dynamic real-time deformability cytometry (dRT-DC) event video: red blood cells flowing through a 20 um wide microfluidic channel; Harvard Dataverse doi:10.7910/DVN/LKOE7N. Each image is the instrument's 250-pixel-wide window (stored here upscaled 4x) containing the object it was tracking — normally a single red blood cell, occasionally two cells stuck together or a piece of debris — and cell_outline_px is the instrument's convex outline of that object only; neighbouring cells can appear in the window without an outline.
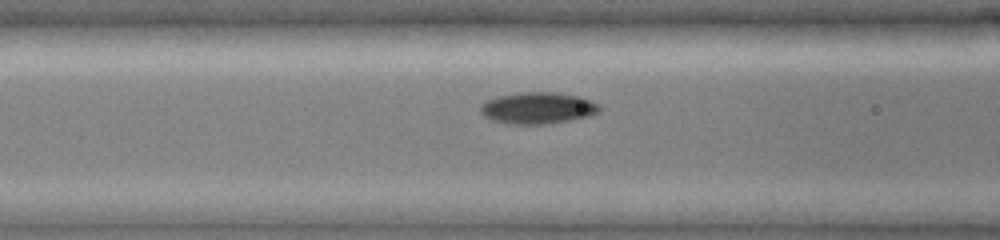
{"species": "common noctule bat (a hibernating species)", "species_latin": "Nyctalus noctula", "temperature_condition": "cold", "stored_images_in_passage": 36, "camera_frame_rate_fps": 3000, "um_per_image_px": 0.085, "animal": {"sex": "female", "body_mass_g": 19.0, "forearm_length_mm": 51.5}, "frame": {"image": 1, "passage_image": 12, "time_ms": 3.667, "image_size_px": [1000, 240], "cell_outline_px": [[600, 108], [596, 112], [588, 116], [572, 120], [544, 124], [508, 124], [492, 120], [484, 116], [480, 112], [480, 104], [488, 100], [500, 96], [520, 92], [552, 92], [580, 96], [600, 104]], "centroid_in_image_um": [45.7, 9.18], "position_along_channel_um": 120.9, "area_um2": 21.85}}
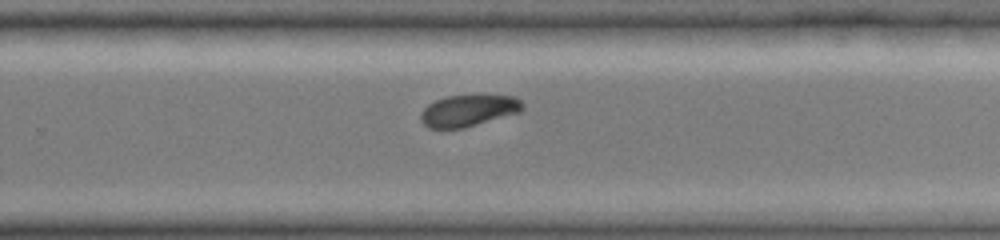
{"frame": {"image": 2, "passage_image": 25, "time_ms": 8.0, "image_size_px": [1000, 240], "cell_outline_px": [[524, 108], [520, 112], [464, 128], [428, 128], [420, 120], [420, 112], [428, 104], [436, 100], [448, 96], [480, 92], [516, 96], [524, 104]], "centroid_in_image_um": [39.87, 9.34], "position_along_channel_um": 289.9, "area_um2": 19.59}}
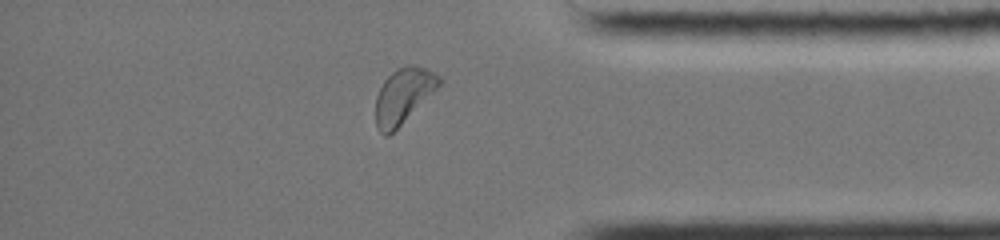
{"frame": {"image": 3, "passage_image": 34, "time_ms": 11.0, "image_size_px": [1000, 240], "cell_outline_px": [[444, 80], [388, 136], [384, 136], [376, 128], [376, 96], [384, 80], [396, 68], [408, 64], [412, 64], [424, 68], [440, 76]], "centroid_in_image_um": [34.25, 8.11], "position_along_channel_um": 401.0, "area_um2": 19.88}}